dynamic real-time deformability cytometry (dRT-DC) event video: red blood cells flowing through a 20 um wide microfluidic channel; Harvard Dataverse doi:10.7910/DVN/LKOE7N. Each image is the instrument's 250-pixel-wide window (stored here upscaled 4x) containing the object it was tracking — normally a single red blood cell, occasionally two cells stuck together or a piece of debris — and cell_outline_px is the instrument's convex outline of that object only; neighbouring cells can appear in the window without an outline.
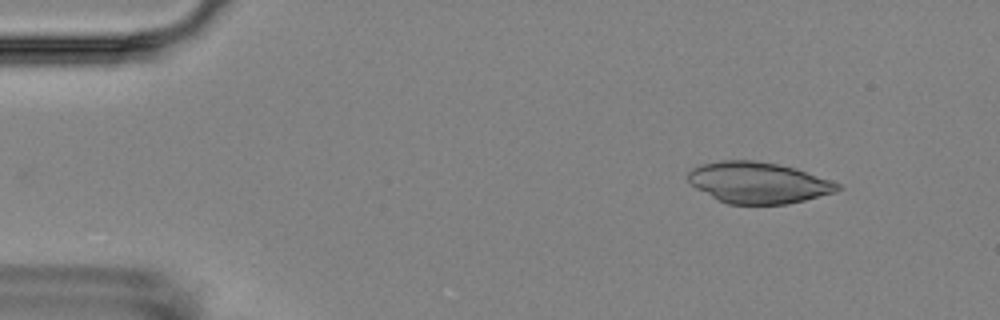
{"species": "Egyptian fruit bat (a non-hibernating species)", "species_latin": "Rousettus aegyptiacus", "temperature_condition": "room temperature", "stored_images_in_passage": 4, "camera_frame_rate_fps": 3000, "um_per_image_px": 0.085, "animal": {"sex": "female"}, "frame": {"image": 1, "passage_image": 1, "time_ms": 0.0, "image_size_px": [1000, 320], "cell_outline_px": [[844, 188], [836, 192], [788, 204], [728, 204], [696, 188], [688, 180], [688, 172], [692, 168], [700, 164], [720, 160], [756, 160], [796, 168], [840, 184]], "centroid_in_image_um": [64.46, 15.52], "position_along_channel_um": 20.5, "area_um2": 35.78}}